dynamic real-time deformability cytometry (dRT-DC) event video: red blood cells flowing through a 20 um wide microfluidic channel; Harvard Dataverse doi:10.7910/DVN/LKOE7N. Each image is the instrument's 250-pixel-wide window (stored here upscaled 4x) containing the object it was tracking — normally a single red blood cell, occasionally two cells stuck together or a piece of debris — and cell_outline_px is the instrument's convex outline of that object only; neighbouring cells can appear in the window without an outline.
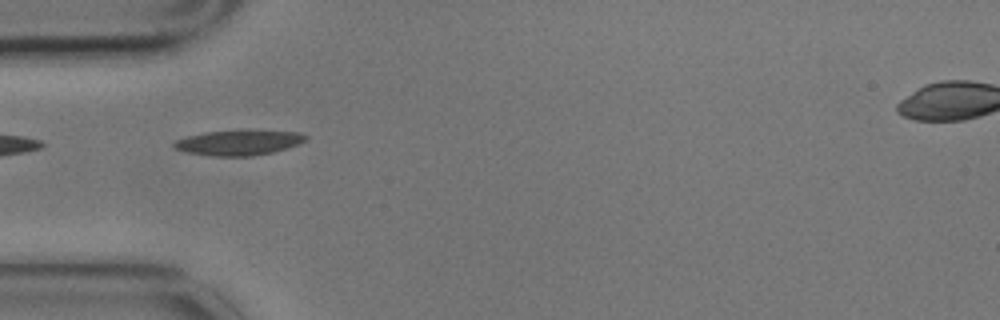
{"species": "common noctule bat (a hibernating species)", "species_latin": "Nyctalus noctula", "temperature_condition": "cold", "stored_images_in_passage": 6, "camera_frame_rate_fps": 3000, "um_per_image_px": 0.085, "animal": {"sex": "male", "body_mass_g": 17.9}, "frame": {"image": 1, "passage_image": 5, "time_ms": 1.333, "image_size_px": [1000, 320], "cell_outline_px": [[308, 140], [300, 144], [272, 152], [252, 156], [212, 156], [188, 152], [176, 148], [172, 144], [176, 140], [188, 136], [204, 132], [300, 132], [308, 136]], "centroid_in_image_um": [20.31, 12.15], "position_along_channel_um": 64.7, "area_um2": 18.55}}